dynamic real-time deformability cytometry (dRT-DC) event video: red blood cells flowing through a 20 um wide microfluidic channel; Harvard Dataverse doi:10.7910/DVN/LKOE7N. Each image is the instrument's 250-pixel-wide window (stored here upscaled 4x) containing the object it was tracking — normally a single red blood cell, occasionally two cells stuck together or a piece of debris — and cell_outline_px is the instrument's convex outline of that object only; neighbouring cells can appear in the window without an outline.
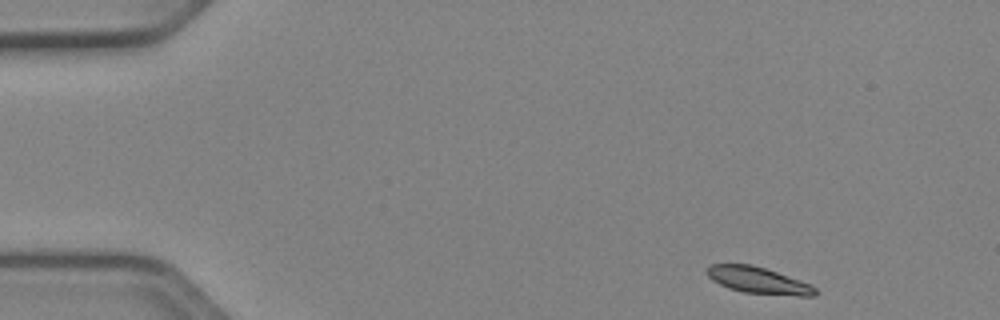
{"species": "Egyptian fruit bat (a non-hibernating species)", "species_latin": "Rousettus aegyptiacus", "temperature_condition": "cold", "stored_images_in_passage": 47, "camera_frame_rate_fps": 3000, "um_per_image_px": 0.085, "animal": {"sex": "female"}, "frame": {"image": 1, "passage_image": 1, "time_ms": 0.0, "image_size_px": [1000, 320], "cell_outline_px": [[816, 296], [800, 296], [744, 292], [728, 288], [712, 280], [704, 272], [712, 264], [752, 264], [812, 284], [816, 288]], "centroid_in_image_um": [64.45, 23.83], "position_along_channel_um": 20.5, "area_um2": 16.65}}
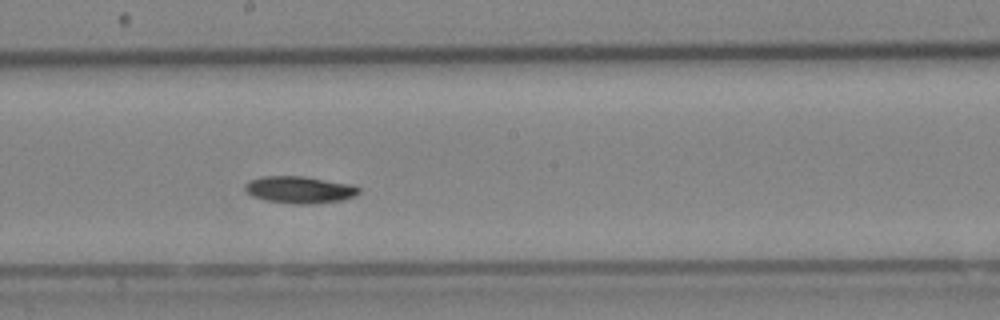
{"frame": {"image": 2, "passage_image": 24, "time_ms": 7.667, "image_size_px": [1000, 320], "cell_outline_px": [[360, 192], [356, 196], [340, 200], [312, 204], [292, 204], [268, 200], [252, 196], [244, 188], [244, 184], [252, 180], [264, 176], [304, 176], [352, 184], [360, 188]], "centroid_in_image_um": [25.5, 16.12], "position_along_channel_um": 222.7, "area_um2": 17.86}}
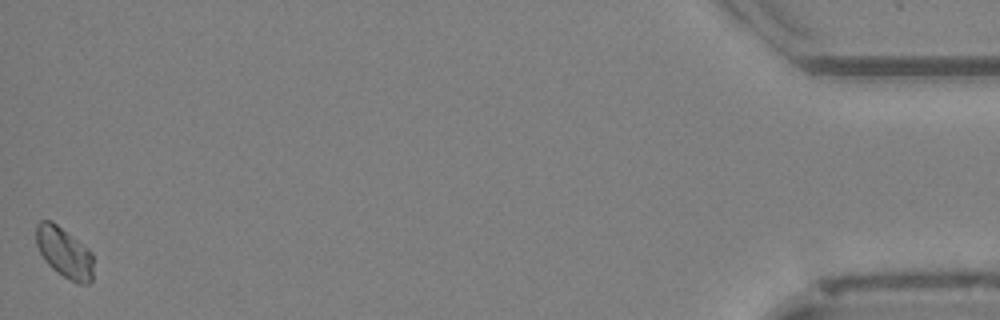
{"frame": {"image": 3, "passage_image": 47, "time_ms": 15.333, "image_size_px": [1000, 320], "cell_outline_px": [[92, 280], [88, 284], [80, 284], [56, 272], [44, 260], [36, 244], [36, 224], [40, 220], [52, 220], [88, 248], [92, 252]], "centroid_in_image_um": [5.45, 21.44], "position_along_channel_um": 429.8, "area_um2": 16.82}, "authors_computed_cell_mechanics": {"area_um2": 16.8776, "velocity_mm_per_s": 3.8913, "shape_relaxation_time_tau1_ms": 2.3816, "shape_relaxation_time_tau2_ms": null, "deformation_change_tau1": 0.0761, "deformation_change_tau2": null}}